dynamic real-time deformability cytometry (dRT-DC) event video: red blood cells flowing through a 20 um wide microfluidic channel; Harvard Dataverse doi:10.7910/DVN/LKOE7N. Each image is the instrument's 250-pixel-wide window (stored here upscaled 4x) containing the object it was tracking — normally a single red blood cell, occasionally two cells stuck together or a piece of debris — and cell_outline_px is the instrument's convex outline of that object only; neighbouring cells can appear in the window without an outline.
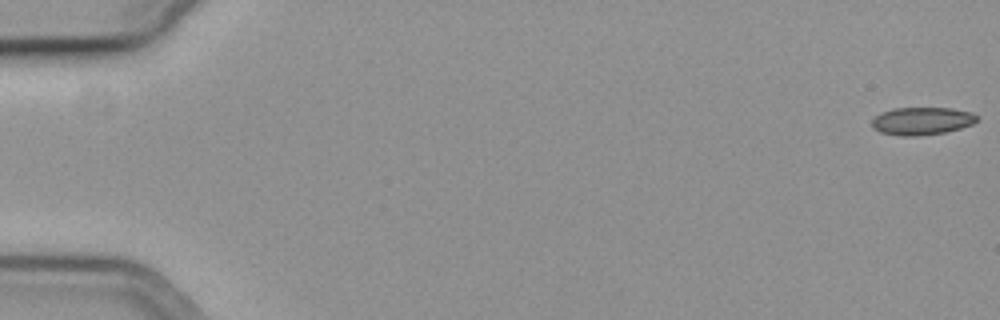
{"species": "common noctule bat (a hibernating species)", "species_latin": "Nyctalus noctula", "temperature_condition": "cold", "stored_images_in_passage": 57, "camera_frame_rate_fps": 3000, "um_per_image_px": 0.085, "animal": {"sex": "female", "body_mass_g": 19.3, "forearm_length_mm": 54.1}, "frame": {"image": 1, "passage_image": 1, "time_ms": 0.0, "image_size_px": [1000, 320], "cell_outline_px": [[980, 116], [972, 124], [960, 128], [944, 132], [916, 136], [900, 136], [880, 132], [872, 128], [872, 120], [880, 112], [892, 108], [952, 108], [972, 112]], "centroid_in_image_um": [78.35, 10.27], "position_along_channel_um": 6.7, "area_um2": 17.05}}
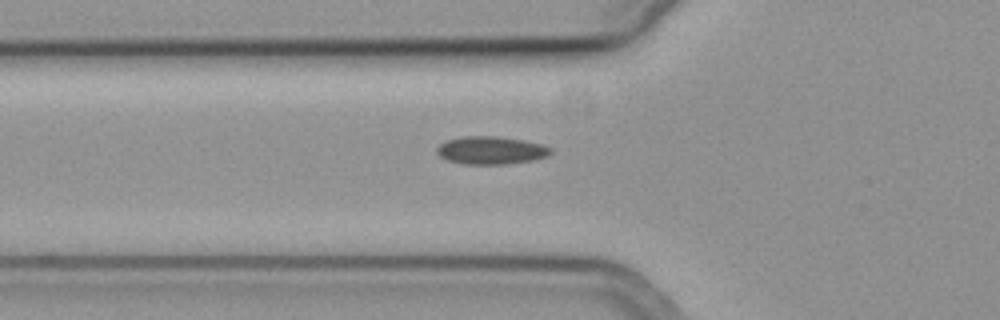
{"frame": {"image": 2, "passage_image": 21, "time_ms": 6.667, "image_size_px": [1000, 320], "cell_outline_px": [[552, 152], [548, 156], [532, 160], [504, 164], [464, 164], [448, 160], [440, 156], [436, 152], [436, 148], [440, 144], [448, 140], [464, 136], [496, 136], [524, 140], [540, 144], [552, 148]], "centroid_in_image_um": [41.74, 12.77], "position_along_channel_um": 84.1, "area_um2": 18.38}}
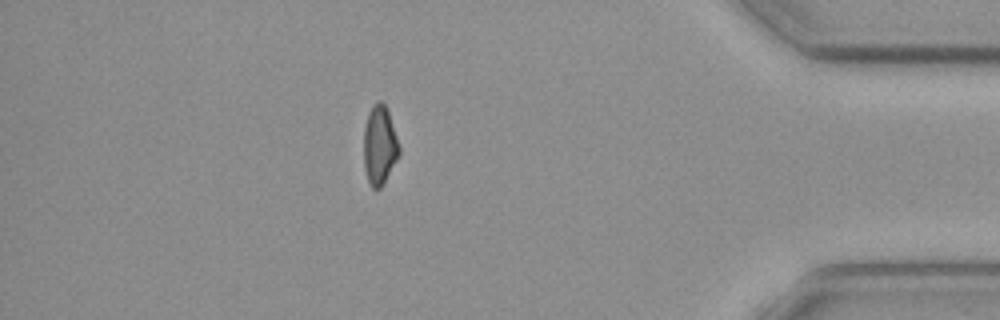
{"frame": {"image": 3, "passage_image": 50, "time_ms": 16.333, "image_size_px": [1000, 320], "cell_outline_px": [[400, 152], [396, 160], [380, 188], [372, 188], [368, 180], [364, 168], [364, 128], [368, 112], [372, 104], [376, 100], [380, 100], [388, 108], [400, 148]], "centroid_in_image_um": [32.25, 12.27], "position_along_channel_um": 402.9, "area_um2": 16.3}}